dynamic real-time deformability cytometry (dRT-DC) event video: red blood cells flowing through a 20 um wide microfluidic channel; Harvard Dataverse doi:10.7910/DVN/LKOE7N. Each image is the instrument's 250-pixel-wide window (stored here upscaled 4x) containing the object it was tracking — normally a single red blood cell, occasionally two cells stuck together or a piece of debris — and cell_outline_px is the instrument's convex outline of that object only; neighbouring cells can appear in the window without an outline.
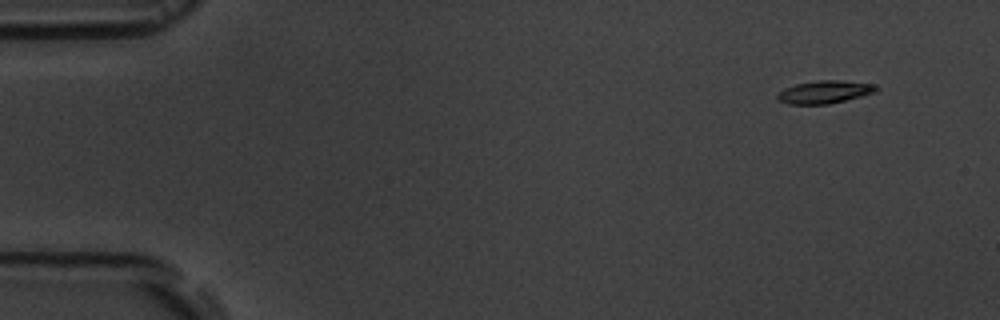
{"species": "common noctule bat (a hibernating species)", "species_latin": "Nyctalus noctula", "temperature_condition": "room temperature", "stored_images_in_passage": 5, "camera_frame_rate_fps": 3000, "um_per_image_px": 0.085, "animal": {"sex": "male", "body_mass_g": 19.5, "forearm_length_mm": 54.6}, "frame": {"image": 1, "passage_image": 1, "time_ms": 0.0, "image_size_px": [1000, 320], "cell_outline_px": [[880, 88], [876, 92], [828, 104], [788, 104], [776, 100], [776, 96], [784, 88], [796, 84], [820, 80], [840, 80], [872, 84]], "centroid_in_image_um": [70.06, 7.82], "position_along_channel_um": 14.9, "area_um2": 13.01}}
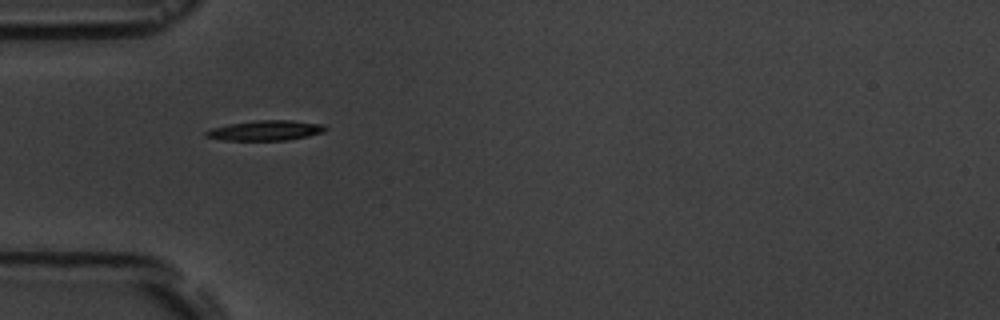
{"frame": {"image": 2, "passage_image": 4, "time_ms": 4.333, "image_size_px": [1000, 320], "cell_outline_px": [[328, 128], [324, 132], [308, 136], [288, 140], [224, 140], [204, 136], [204, 132], [212, 128], [228, 124], [256, 120], [292, 120], [324, 124]], "centroid_in_image_um": [22.6, 11.08], "position_along_channel_um": 62.4, "area_um2": 14.05}}
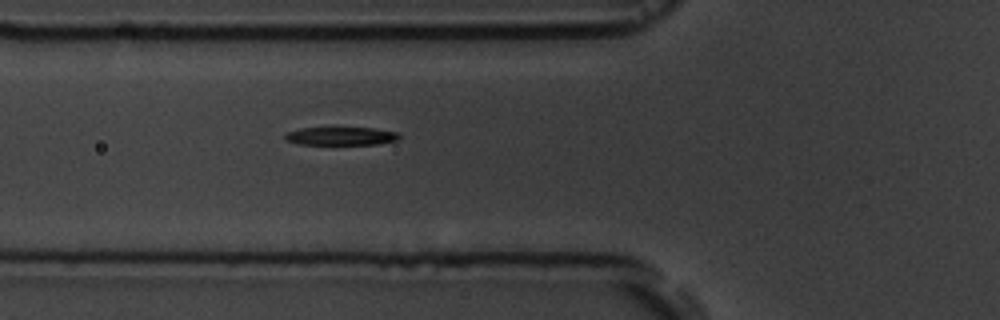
{"frame": {"image": 3, "passage_image": 5, "time_ms": 5.333, "image_size_px": [1000, 320], "cell_outline_px": [[400, 136], [396, 140], [376, 144], [296, 144], [284, 140], [284, 136], [288, 132], [300, 128], [372, 128], [396, 132]], "centroid_in_image_um": [28.92, 11.57], "position_along_channel_um": 96.9, "area_um2": 11.91}}